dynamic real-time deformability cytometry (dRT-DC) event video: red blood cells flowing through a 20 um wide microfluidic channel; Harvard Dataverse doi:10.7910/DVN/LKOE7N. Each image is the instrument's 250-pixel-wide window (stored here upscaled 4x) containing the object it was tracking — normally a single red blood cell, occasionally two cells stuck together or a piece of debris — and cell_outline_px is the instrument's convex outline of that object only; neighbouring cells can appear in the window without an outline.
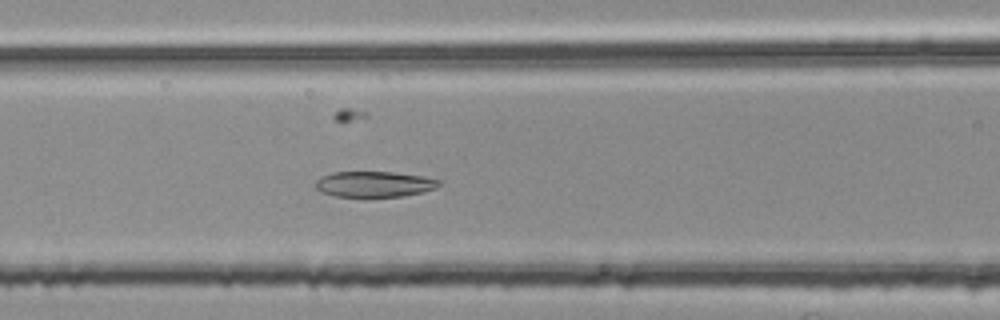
{"species": "common noctule bat (a hibernating species)", "species_latin": "Nyctalus noctula", "temperature_condition": "room temperature", "stored_images_in_passage": 43, "camera_frame_rate_fps": 3000, "um_per_image_px": 0.085, "animal": {"sex": "female", "body_mass_g": 25.1}, "frame": {"image": 1, "passage_image": 22, "time_ms": 7.0, "image_size_px": [1000, 320], "cell_outline_px": [[440, 184], [436, 188], [404, 196], [336, 196], [320, 192], [316, 188], [316, 180], [320, 176], [332, 172], [392, 172], [424, 176], [440, 180]], "centroid_in_image_um": [31.79, 15.64], "position_along_channel_um": 134.8, "area_um2": 18.38}}
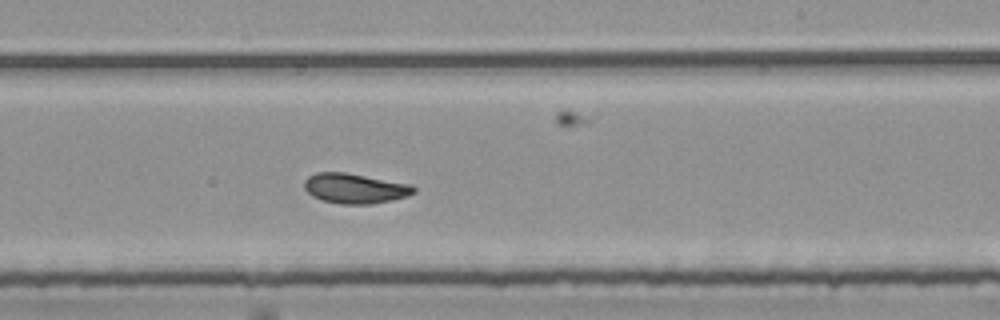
{"frame": {"image": 2, "passage_image": 32, "time_ms": 10.333, "image_size_px": [1000, 320], "cell_outline_px": [[416, 192], [408, 196], [392, 200], [372, 204], [340, 204], [320, 200], [312, 196], [304, 188], [304, 180], [308, 176], [316, 172], [344, 172], [412, 184], [416, 188]], "centroid_in_image_um": [30.17, 16.01], "position_along_channel_um": 258.8, "area_um2": 19.36}}
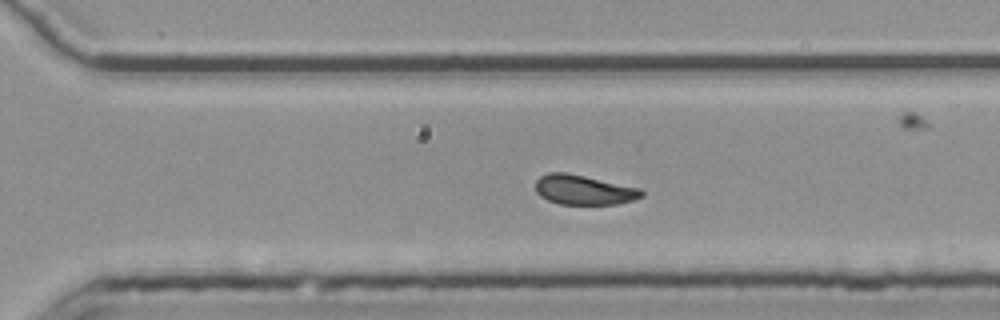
{"frame": {"image": 3, "passage_image": 37, "time_ms": 12.0, "image_size_px": [1000, 320], "cell_outline_px": [[644, 196], [632, 200], [616, 204], [560, 204], [548, 200], [540, 196], [536, 192], [536, 180], [540, 176], [548, 172], [564, 172], [584, 176], [640, 188], [644, 192]], "centroid_in_image_um": [49.61, 16.14], "position_along_channel_um": 321.0, "area_um2": 18.26}, "authors_computed_cell_mechanics": {"area_um2": 21.386, "velocity_mm_per_s": 3.7363, "shape_relaxation_time_tau1_ms": null, "shape_relaxation_time_tau2_ms": 3.238, "deformation_change_tau1": null, "deformation_change_tau2": 0.0768}}